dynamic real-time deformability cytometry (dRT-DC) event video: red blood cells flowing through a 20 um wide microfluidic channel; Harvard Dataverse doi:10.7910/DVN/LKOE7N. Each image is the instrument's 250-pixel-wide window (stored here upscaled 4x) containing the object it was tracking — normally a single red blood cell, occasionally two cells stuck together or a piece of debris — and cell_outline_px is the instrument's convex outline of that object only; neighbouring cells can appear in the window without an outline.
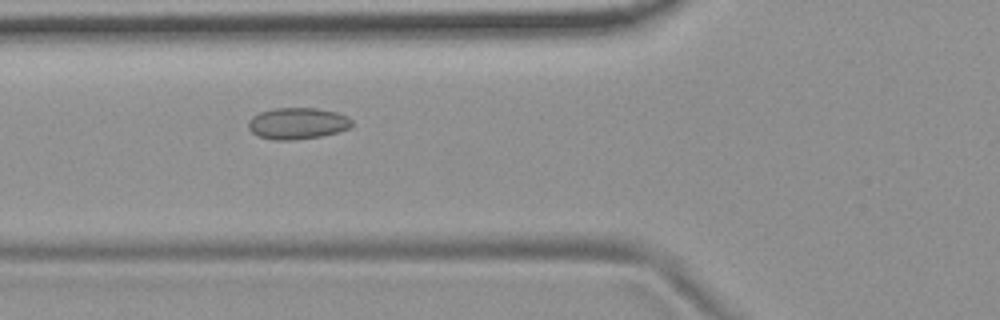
{"species": "common noctule bat (a hibernating species)", "species_latin": "Nyctalus noctula", "temperature_condition": "room temperature", "stored_images_in_passage": 10, "camera_frame_rate_fps": 3000, "um_per_image_px": 0.085, "animal": {"sex": "female", "body_mass_g": 19.9}, "frame": {"image": 1, "passage_image": 5, "time_ms": 4.667, "image_size_px": [1000, 320], "cell_outline_px": [[352, 124], [348, 128], [336, 132], [320, 136], [292, 140], [272, 140], [260, 136], [252, 132], [248, 128], [248, 120], [252, 116], [260, 112], [272, 108], [316, 108], [336, 112], [348, 116], [352, 120]], "centroid_in_image_um": [25.26, 10.48], "position_along_channel_um": 100.5, "area_um2": 18.96}}
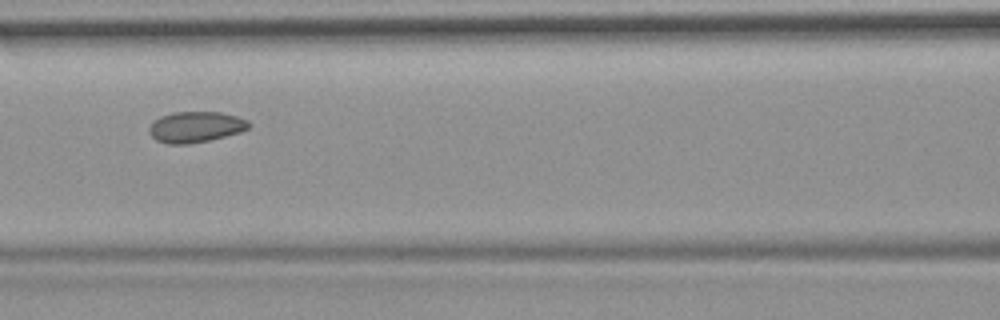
{"frame": {"image": 2, "passage_image": 6, "time_ms": 6.0, "image_size_px": [1000, 320], "cell_outline_px": [[252, 124], [248, 128], [240, 132], [208, 140], [188, 144], [168, 144], [156, 140], [148, 132], [148, 128], [152, 120], [160, 116], [172, 112], [220, 112], [236, 116], [248, 120]], "centroid_in_image_um": [16.59, 10.78], "position_along_channel_um": 150.0, "area_um2": 18.03}}
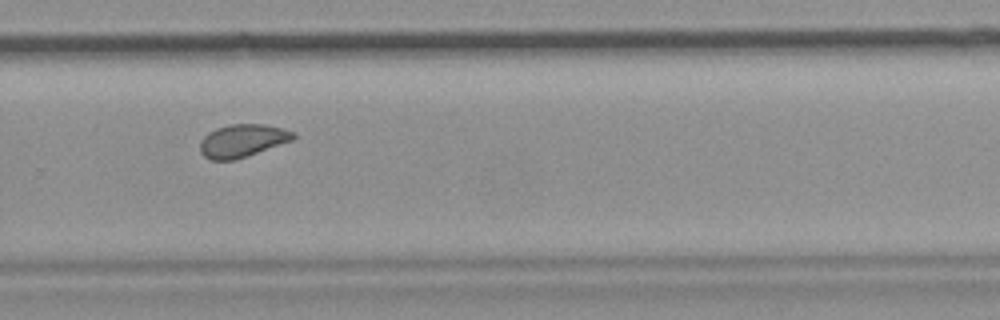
{"frame": {"image": 3, "passage_image": 10, "time_ms": 10.333, "image_size_px": [1000, 320], "cell_outline_px": [[296, 136], [292, 140], [232, 160], [212, 160], [204, 156], [200, 152], [200, 140], [208, 132], [216, 128], [228, 124], [264, 124], [296, 132]], "centroid_in_image_um": [20.56, 11.94], "position_along_channel_um": 309.2, "area_um2": 17.57}}